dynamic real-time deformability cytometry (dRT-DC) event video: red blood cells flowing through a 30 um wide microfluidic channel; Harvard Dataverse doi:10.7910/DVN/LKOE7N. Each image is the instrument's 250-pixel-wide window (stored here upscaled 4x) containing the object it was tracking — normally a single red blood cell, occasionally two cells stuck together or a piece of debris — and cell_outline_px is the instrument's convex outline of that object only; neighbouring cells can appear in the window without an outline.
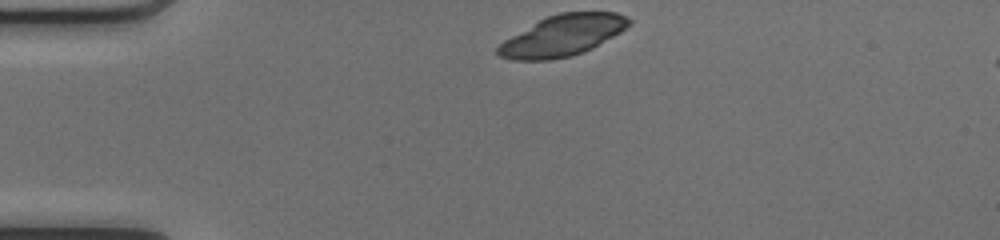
{"species": "common noctule bat (a hibernating species)", "species_latin": "Nyctalus noctula", "temperature_condition": "cold", "stored_images_in_passage": 24, "camera_frame_rate_fps": 3000, "um_per_image_px": 0.085, "animal": {"sex": "female", "body_mass_g": 17.0, "forearm_length_mm": 48.0}, "frame": {"image": 1, "passage_image": 1, "time_ms": 0.0, "image_size_px": [1000, 240], "cell_outline_px": [[632, 24], [620, 32], [592, 48], [572, 56], [552, 60], [512, 60], [500, 56], [496, 52], [496, 48], [504, 40], [540, 20], [548, 16], [560, 12], [616, 12], [628, 16], [632, 20]], "centroid_in_image_um": [47.85, 3.02], "position_along_channel_um": 37.2, "area_um2": 31.15}}